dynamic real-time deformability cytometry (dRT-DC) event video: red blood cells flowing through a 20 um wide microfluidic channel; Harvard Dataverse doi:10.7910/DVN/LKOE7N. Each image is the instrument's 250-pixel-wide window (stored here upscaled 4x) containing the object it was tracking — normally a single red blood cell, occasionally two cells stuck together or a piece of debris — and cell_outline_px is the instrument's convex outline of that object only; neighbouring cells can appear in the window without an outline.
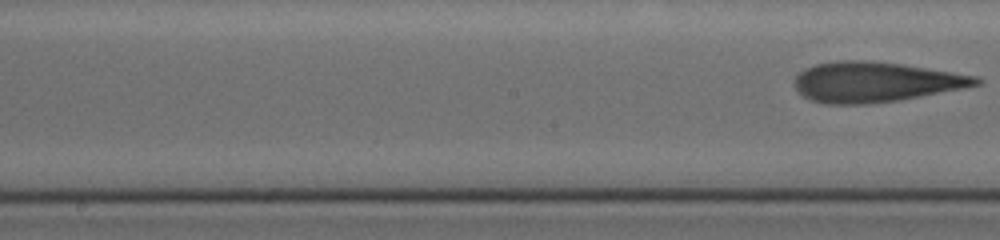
{"species": "human", "species_latin": "Homo sapiens", "temperature_condition": "cold", "stored_images_in_passage": 10, "segment_of_instrument_passage": [2, 2], "camera_frame_rate_fps": 3000, "um_per_image_px": 0.085, "donor": {"sex": "female"}, "frame": {"image": 1, "passage_image": 10, "time_ms": 7.0, "image_size_px": [1000, 240], "cell_outline_px": [[984, 80], [980, 84], [900, 100], [872, 104], [824, 104], [812, 100], [804, 96], [792, 84], [796, 76], [804, 68], [816, 64], [836, 60], [864, 60], [900, 64], [976, 76]], "centroid_in_image_um": [74.33, 6.97], "position_along_channel_um": 173.9, "area_um2": 42.19}}